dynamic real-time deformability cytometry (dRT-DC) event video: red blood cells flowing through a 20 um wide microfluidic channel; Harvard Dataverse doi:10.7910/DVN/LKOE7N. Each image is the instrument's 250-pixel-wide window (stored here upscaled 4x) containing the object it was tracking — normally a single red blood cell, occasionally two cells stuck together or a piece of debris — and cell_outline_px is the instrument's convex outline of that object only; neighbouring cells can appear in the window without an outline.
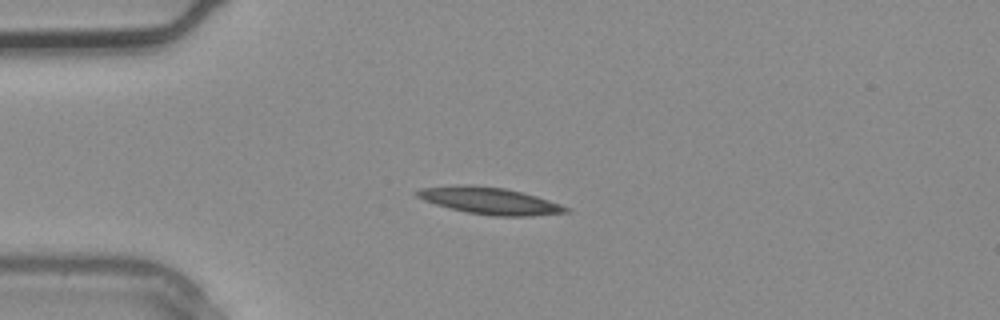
{"species": "common noctule bat (a hibernating species)", "species_latin": "Nyctalus noctula", "temperature_condition": "warm", "stored_images_in_passage": 2, "camera_frame_rate_fps": 3000, "um_per_image_px": 0.085, "animal": {"sex": "male", "body_mass_g": 20.4}, "frame": {"image": 1, "passage_image": 2, "time_ms": 0.333, "image_size_px": [1000, 320], "cell_outline_px": [[568, 212], [532, 216], [492, 216], [468, 212], [436, 204], [424, 200], [416, 196], [412, 192], [420, 188], [464, 184], [472, 184], [504, 188], [536, 196], [560, 204], [568, 208]], "centroid_in_image_um": [41.58, 17.05], "position_along_channel_um": 43.4, "area_um2": 23.12}}